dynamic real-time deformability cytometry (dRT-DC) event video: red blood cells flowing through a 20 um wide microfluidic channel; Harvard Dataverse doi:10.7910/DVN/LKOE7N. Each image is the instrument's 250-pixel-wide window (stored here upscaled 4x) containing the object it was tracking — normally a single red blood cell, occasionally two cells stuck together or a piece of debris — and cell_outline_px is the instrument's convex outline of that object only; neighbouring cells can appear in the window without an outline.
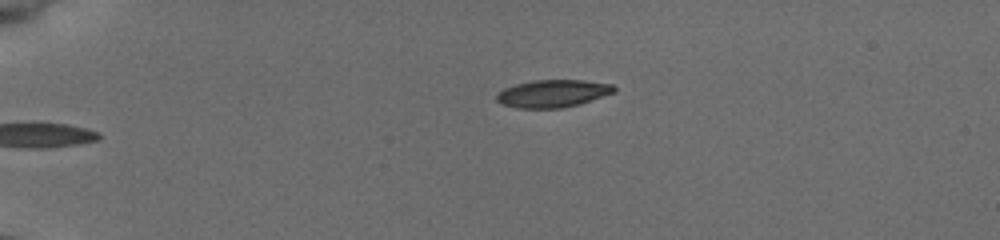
{"species": "common noctule bat (a hibernating species)", "species_latin": "Nyctalus noctula", "temperature_condition": "cold", "stored_images_in_passage": 42, "camera_frame_rate_fps": 3000, "um_per_image_px": 0.085, "animal": {"sex": "female", "body_mass_g": 19.5, "forearm_length_mm": 54.1}, "frame": {"image": 1, "passage_image": 1, "time_ms": 0.0, "image_size_px": [1000, 240], "cell_outline_px": [[616, 92], [580, 104], [560, 108], [516, 108], [500, 104], [496, 100], [496, 92], [504, 88], [516, 84], [532, 80], [584, 80], [612, 84], [616, 88]], "centroid_in_image_um": [46.97, 7.95], "position_along_channel_um": 38.0, "area_um2": 19.07}}
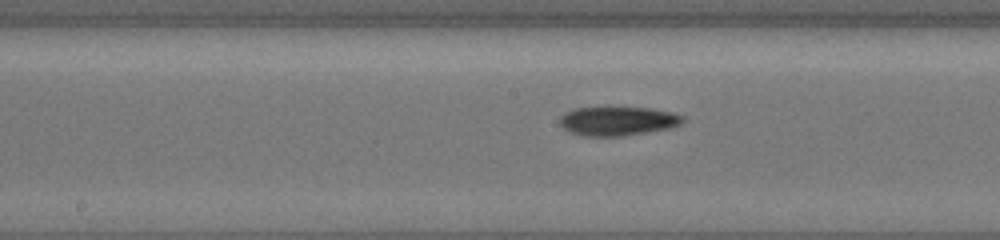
{"frame": {"image": 2, "passage_image": 18, "time_ms": 5.667, "image_size_px": [1000, 240], "cell_outline_px": [[684, 120], [680, 124], [672, 128], [624, 136], [584, 136], [568, 132], [560, 124], [560, 116], [564, 112], [572, 108], [604, 104], [608, 104], [652, 108], [676, 112], [684, 116]], "centroid_in_image_um": [52.49, 10.22], "position_along_channel_um": 195.7, "area_um2": 22.25}}
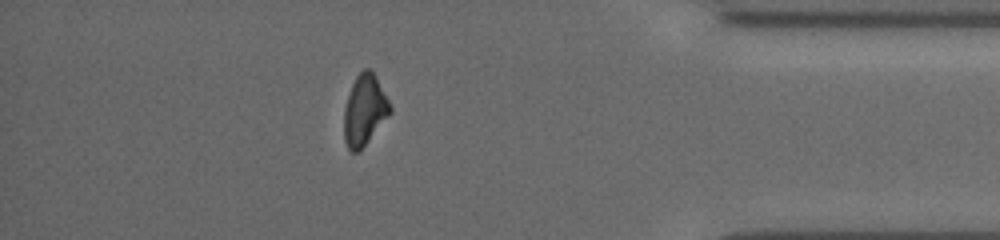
{"frame": {"image": 3, "passage_image": 36, "time_ms": 11.667, "image_size_px": [1000, 240], "cell_outline_px": [[392, 112], [364, 144], [356, 152], [352, 152], [348, 148], [344, 140], [344, 108], [352, 84], [356, 76], [364, 68], [368, 68], [376, 76], [392, 108]], "centroid_in_image_um": [30.98, 9.33], "position_along_channel_um": 404.2, "area_um2": 18.55}, "authors_computed_cell_mechanics": {"area_um2": 19.941, "velocity_mm_per_s": 3.9192, "shape_relaxation_time_tau1_ms": 5.2072, "shape_relaxation_time_tau2_ms": null, "deformation_change_tau1": 0.139, "deformation_change_tau2": null}}